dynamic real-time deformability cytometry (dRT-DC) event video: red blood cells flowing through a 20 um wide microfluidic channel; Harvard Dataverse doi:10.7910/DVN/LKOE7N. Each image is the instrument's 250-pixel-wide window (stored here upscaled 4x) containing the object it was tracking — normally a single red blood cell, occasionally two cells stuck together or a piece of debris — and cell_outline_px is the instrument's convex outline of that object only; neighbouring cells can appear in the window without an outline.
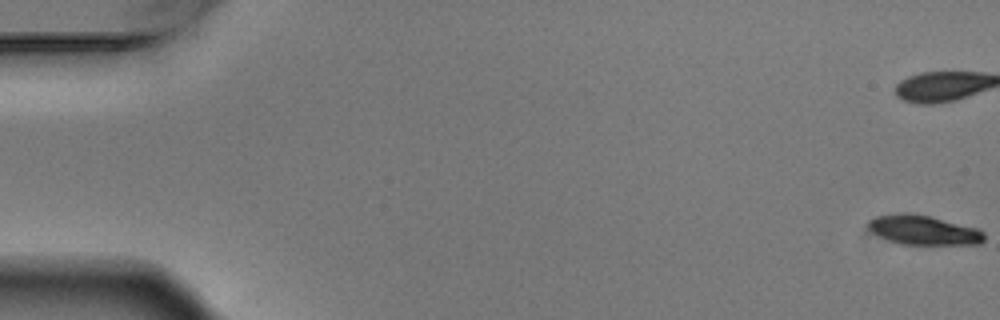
{"species": "Egyptian fruit bat (a non-hibernating species)", "species_latin": "Rousettus aegyptiacus", "temperature_condition": "warm", "stored_images_in_passage": 7, "camera_frame_rate_fps": 3000, "um_per_image_px": 0.085, "animal": {"sex": "male"}, "frame": {"image": 1, "passage_image": 1, "time_ms": 0.0, "image_size_px": [1000, 320], "cell_outline_px": [[984, 240], [980, 244], [900, 244], [880, 236], [872, 232], [868, 228], [868, 220], [876, 216], [896, 212], [908, 212], [932, 216], [976, 228], [984, 232]], "centroid_in_image_um": [78.47, 19.53], "position_along_channel_um": 6.5, "area_um2": 20.0}}